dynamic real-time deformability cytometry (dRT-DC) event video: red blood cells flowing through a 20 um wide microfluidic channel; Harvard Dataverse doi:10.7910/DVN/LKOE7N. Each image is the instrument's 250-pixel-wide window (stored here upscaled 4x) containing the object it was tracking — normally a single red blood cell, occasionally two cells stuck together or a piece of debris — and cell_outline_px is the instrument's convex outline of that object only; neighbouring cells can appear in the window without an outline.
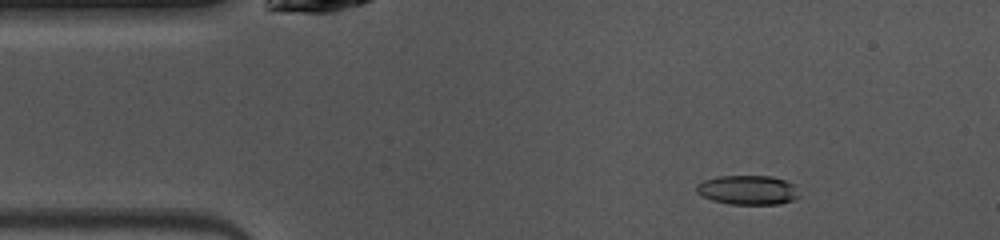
{"species": "common noctule bat (a hibernating species)", "species_latin": "Nyctalus noctula", "temperature_condition": "warm", "stored_images_in_passage": 47, "camera_frame_rate_fps": 3000, "um_per_image_px": 0.085, "animal": {"sex": "female", "body_mass_g": 10.0, "forearm_length_mm": 53.1}, "frame": {"image": 1, "passage_image": 6, "time_ms": 1.667, "image_size_px": [1000, 240], "cell_outline_px": [[800, 196], [792, 200], [780, 204], [728, 204], [712, 200], [696, 192], [696, 184], [704, 180], [720, 176], [772, 176], [796, 184]], "centroid_in_image_um": [63.59, 16.15], "position_along_channel_um": 21.4, "area_um2": 17.69}}
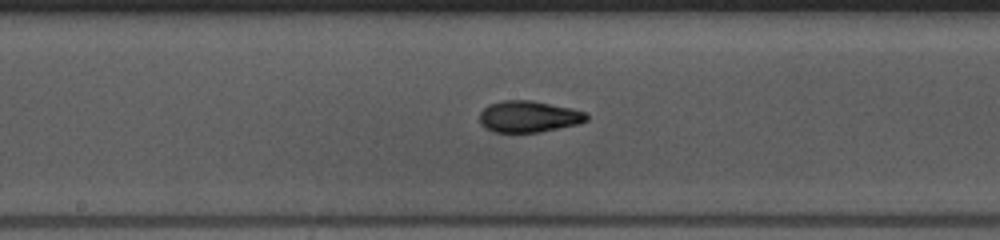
{"frame": {"image": 2, "passage_image": 23, "time_ms": 7.333, "image_size_px": [1000, 240], "cell_outline_px": [[588, 120], [576, 124], [560, 128], [540, 132], [496, 132], [480, 124], [480, 112], [488, 104], [504, 100], [532, 100], [572, 108], [584, 112], [588, 116]], "centroid_in_image_um": [44.94, 9.9], "position_along_channel_um": 203.3, "area_um2": 19.54}}
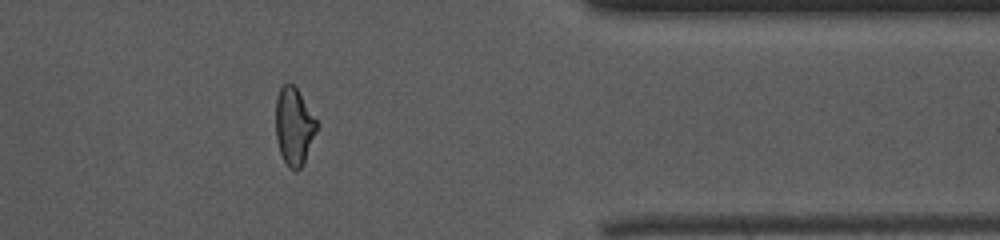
{"frame": {"image": 3, "passage_image": 38, "time_ms": 12.333, "image_size_px": [1000, 240], "cell_outline_px": [[320, 124], [304, 160], [300, 168], [296, 172], [288, 168], [280, 152], [276, 140], [276, 96], [280, 88], [284, 84], [292, 84], [296, 88]], "centroid_in_image_um": [24.99, 10.75], "position_along_channel_um": 386.4, "area_um2": 18.5}, "authors_computed_cell_mechanics": {"area_um2": 19.2474, "velocity_mm_per_s": 4.0933, "shape_relaxation_time_tau1_ms": 3.2619, "shape_relaxation_time_tau2_ms": 1.6165, "deformation_change_tau1": 0.1655, "deformation_change_tau2": 0.0821}}